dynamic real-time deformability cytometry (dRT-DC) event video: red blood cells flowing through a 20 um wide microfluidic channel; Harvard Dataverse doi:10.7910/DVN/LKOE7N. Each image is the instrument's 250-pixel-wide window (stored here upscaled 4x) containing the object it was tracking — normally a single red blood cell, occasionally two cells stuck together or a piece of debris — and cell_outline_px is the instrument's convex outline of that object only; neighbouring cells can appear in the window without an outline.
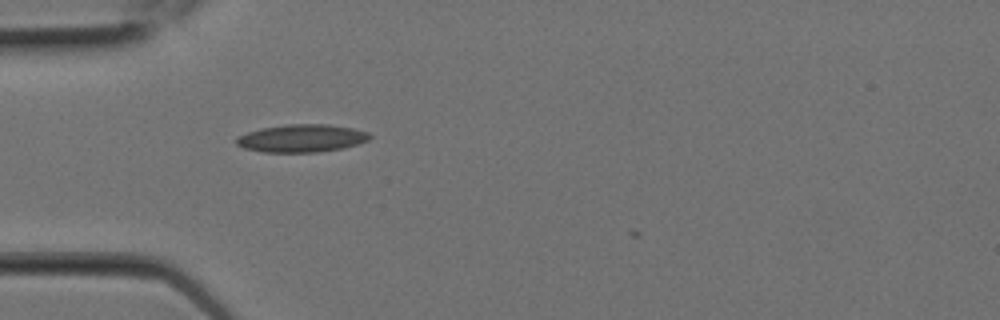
{"species": "Egyptian fruit bat (a non-hibernating species)", "species_latin": "Rousettus aegyptiacus", "temperature_condition": "room temperature", "stored_images_in_passage": 3, "camera_frame_rate_fps": 3000, "um_per_image_px": 0.085, "animal": {"sex": "female"}, "frame": {"image": 1, "passage_image": 3, "time_ms": 0.667, "image_size_px": [1000, 320], "cell_outline_px": [[372, 136], [368, 140], [344, 148], [316, 152], [264, 152], [244, 148], [236, 144], [236, 136], [260, 128], [288, 124], [328, 124], [352, 128], [368, 132]], "centroid_in_image_um": [25.63, 11.75], "position_along_channel_um": 59.4, "area_um2": 21.56}}